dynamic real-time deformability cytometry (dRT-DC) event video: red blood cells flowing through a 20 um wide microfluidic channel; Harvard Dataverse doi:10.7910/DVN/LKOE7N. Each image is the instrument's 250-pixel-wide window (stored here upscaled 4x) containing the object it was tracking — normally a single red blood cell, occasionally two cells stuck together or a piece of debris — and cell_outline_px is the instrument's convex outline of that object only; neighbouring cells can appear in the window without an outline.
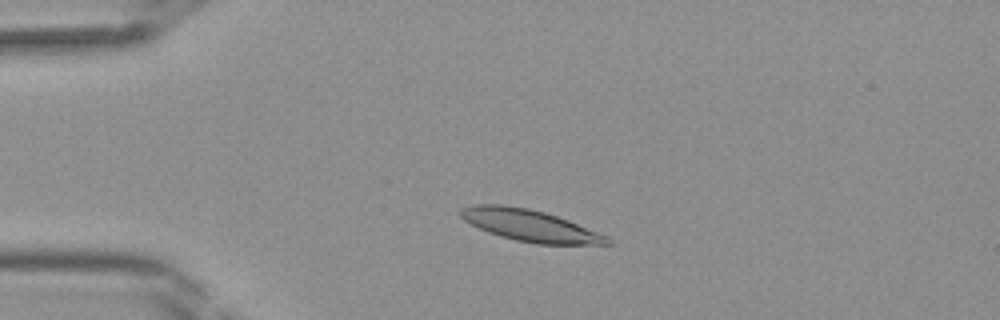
{"species": "Egyptian fruit bat (a non-hibernating species)", "species_latin": "Rousettus aegyptiacus", "temperature_condition": "room temperature", "stored_images_in_passage": 38, "camera_frame_rate_fps": 3000, "um_per_image_px": 0.085, "frame": {"image": 1, "passage_image": 6, "time_ms": 1.667, "image_size_px": [1000, 320], "cell_outline_px": [[616, 244], [536, 244], [516, 240], [500, 236], [488, 232], [464, 220], [460, 216], [460, 208], [476, 204], [500, 204], [528, 208], [544, 212], [556, 216], [608, 236]], "centroid_in_image_um": [45.04, 19.17], "position_along_channel_um": 40.0, "area_um2": 26.82}}
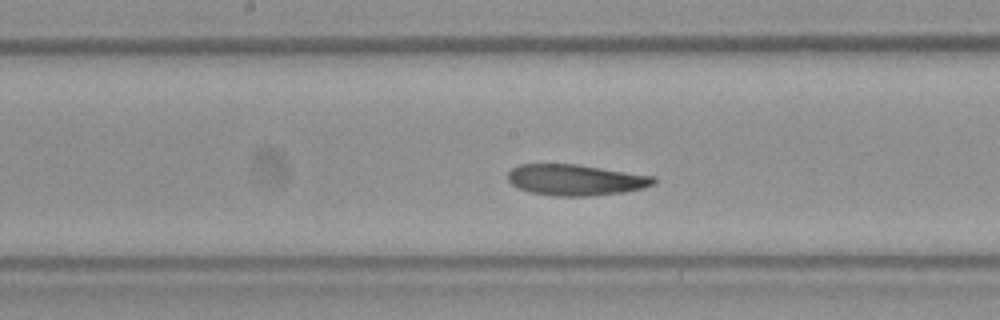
{"frame": {"image": 2, "passage_image": 18, "time_ms": 5.667, "image_size_px": [1000, 320], "cell_outline_px": [[656, 180], [652, 184], [640, 188], [620, 192], [588, 196], [556, 196], [532, 192], [516, 188], [508, 180], [508, 172], [512, 168], [520, 164], [576, 164], [656, 176]], "centroid_in_image_um": [48.89, 15.28], "position_along_channel_um": 199.3, "area_um2": 26.13}}
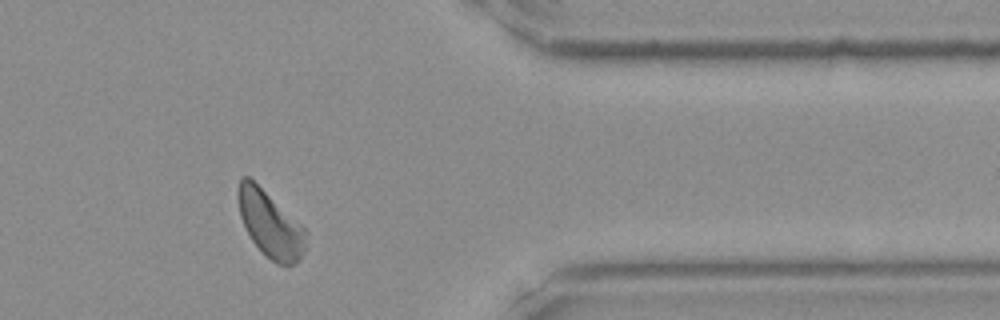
{"frame": {"image": 3, "passage_image": 31, "time_ms": 10.0, "image_size_px": [1000, 320], "cell_outline_px": [[308, 232], [304, 252], [300, 260], [296, 264], [288, 268], [276, 264], [252, 240], [240, 216], [236, 196], [236, 188], [240, 180], [244, 176], [248, 176], [300, 224]], "centroid_in_image_um": [22.98, 19.09], "position_along_channel_um": 388.4, "area_um2": 25.95}}